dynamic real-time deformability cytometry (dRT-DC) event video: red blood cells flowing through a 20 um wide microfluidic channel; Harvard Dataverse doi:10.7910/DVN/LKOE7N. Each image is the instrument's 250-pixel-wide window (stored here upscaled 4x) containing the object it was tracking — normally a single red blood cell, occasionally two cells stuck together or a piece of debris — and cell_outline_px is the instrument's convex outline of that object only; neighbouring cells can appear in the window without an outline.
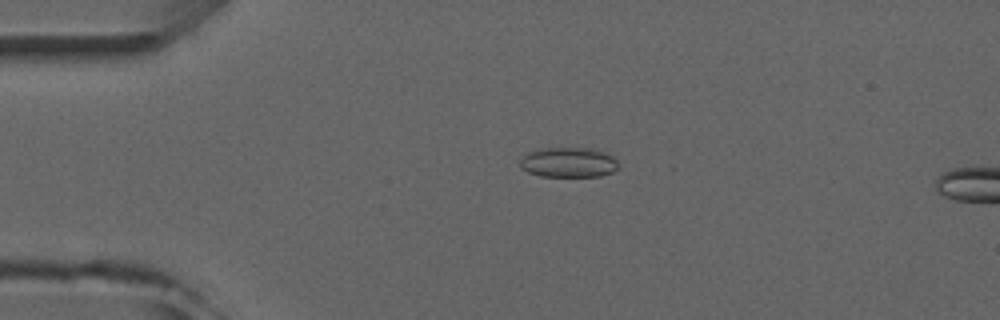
{"species": "common noctule bat (a hibernating species)", "species_latin": "Nyctalus noctula", "temperature_condition": "room temperature", "stored_images_in_passage": 5, "camera_frame_rate_fps": 3000, "um_per_image_px": 0.085, "animal": {"sex": "male", "forearm_length_mm": 52.5}, "frame": {"image": 1, "passage_image": 3, "time_ms": 2.333, "image_size_px": [1000, 320], "cell_outline_px": [[620, 168], [612, 172], [600, 176], [540, 176], [528, 172], [520, 168], [520, 160], [528, 152], [536, 148], [592, 148], [604, 152], [612, 156], [616, 160]], "centroid_in_image_um": [48.32, 13.8], "position_along_channel_um": 36.7, "area_um2": 17.34}}